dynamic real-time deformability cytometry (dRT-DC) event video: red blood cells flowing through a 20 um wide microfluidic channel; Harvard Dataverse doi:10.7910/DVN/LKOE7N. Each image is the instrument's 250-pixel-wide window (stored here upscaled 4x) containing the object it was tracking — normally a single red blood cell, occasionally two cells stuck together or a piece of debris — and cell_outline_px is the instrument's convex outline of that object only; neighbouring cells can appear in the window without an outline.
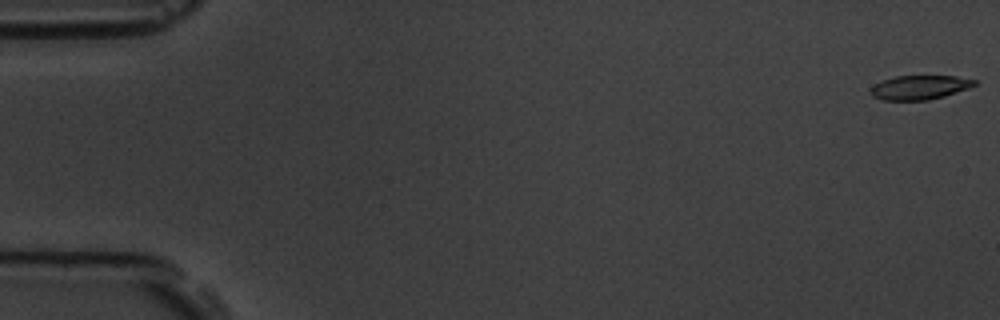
{"species": "common noctule bat (a hibernating species)", "species_latin": "Nyctalus noctula", "temperature_condition": "room temperature", "stored_images_in_passage": 9, "camera_frame_rate_fps": 3000, "um_per_image_px": 0.085, "animal": {"sex": "male", "body_mass_g": 19.5, "forearm_length_mm": 54.6}, "frame": {"image": 1, "passage_image": 1, "time_ms": 0.0, "image_size_px": [1000, 320], "cell_outline_px": [[976, 84], [968, 88], [944, 96], [928, 100], [880, 100], [872, 96], [868, 92], [876, 84], [884, 80], [896, 76], [956, 76], [976, 80]], "centroid_in_image_um": [78.15, 7.43], "position_along_channel_um": 6.9, "area_um2": 14.51}}
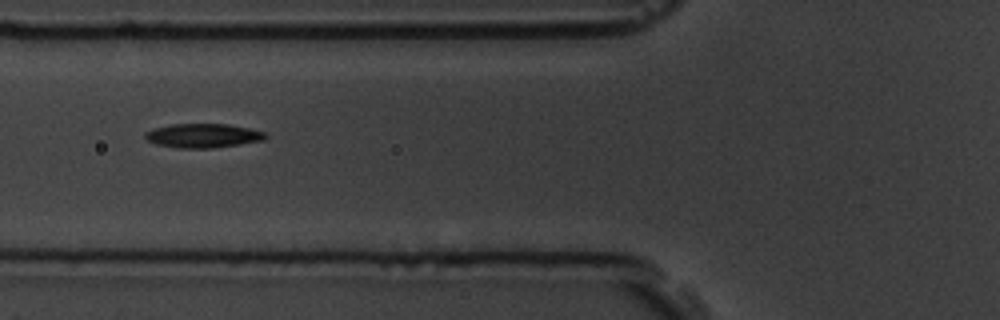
{"frame": {"image": 2, "passage_image": 6, "time_ms": 6.667, "image_size_px": [1000, 320], "cell_outline_px": [[268, 136], [264, 140], [240, 144], [212, 148], [176, 148], [156, 144], [148, 140], [144, 136], [144, 132], [156, 128], [172, 124], [228, 124], [248, 128], [264, 132]], "centroid_in_image_um": [17.25, 11.53], "position_along_channel_um": 108.5, "area_um2": 16.82}}
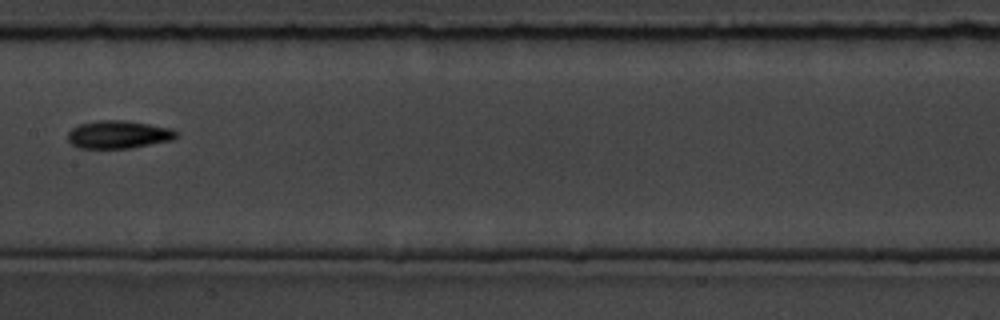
{"frame": {"image": 3, "passage_image": 8, "time_ms": 9.0, "image_size_px": [1000, 320], "cell_outline_px": [[180, 132], [172, 140], [132, 148], [80, 148], [72, 144], [68, 140], [68, 132], [72, 128], [80, 124], [100, 120], [124, 120], [172, 128]], "centroid_in_image_um": [10.09, 11.43], "position_along_channel_um": 197.3, "area_um2": 17.63}}